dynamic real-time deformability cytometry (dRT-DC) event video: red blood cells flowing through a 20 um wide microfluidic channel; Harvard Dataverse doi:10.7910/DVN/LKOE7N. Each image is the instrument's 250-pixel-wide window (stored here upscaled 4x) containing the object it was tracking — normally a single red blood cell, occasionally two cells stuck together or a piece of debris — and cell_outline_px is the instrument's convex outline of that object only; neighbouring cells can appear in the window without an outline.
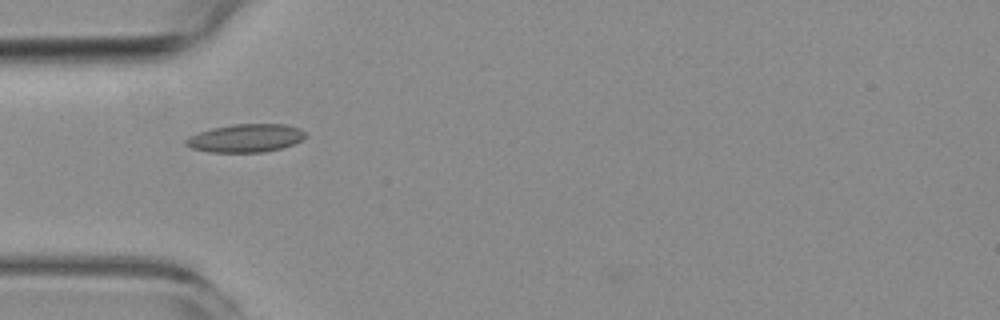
{"species": "common noctule bat (a hibernating species)", "species_latin": "Nyctalus noctula", "temperature_condition": "room temperature", "stored_images_in_passage": 4, "camera_frame_rate_fps": 3000, "um_per_image_px": 0.085, "animal": {"sex": "female", "body_mass_g": 19.3, "forearm_length_mm": 54.1}, "frame": {"image": 1, "passage_image": 1, "time_ms": 0.0, "image_size_px": [1000, 320], "cell_outline_px": [[304, 136], [300, 140], [292, 144], [280, 148], [264, 152], [212, 152], [192, 148], [184, 144], [184, 140], [188, 136], [212, 128], [232, 124], [284, 124], [300, 128], [304, 132]], "centroid_in_image_um": [20.84, 11.73], "position_along_channel_um": 64.2, "area_um2": 19.42}}
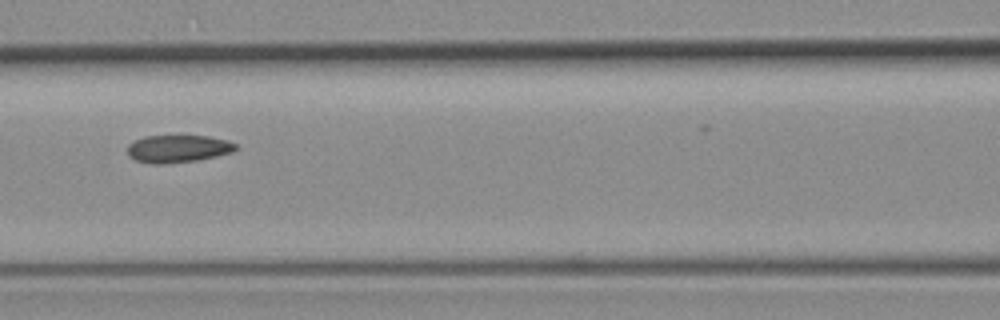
{"frame": {"image": 2, "passage_image": 3, "time_ms": 2.333, "image_size_px": [1000, 320], "cell_outline_px": [[236, 148], [232, 152], [216, 156], [196, 160], [160, 164], [152, 164], [136, 160], [128, 156], [128, 144], [144, 136], [208, 136], [228, 140], [236, 144]], "centroid_in_image_um": [15.11, 12.64], "position_along_channel_um": 151.5, "area_um2": 17.22}}
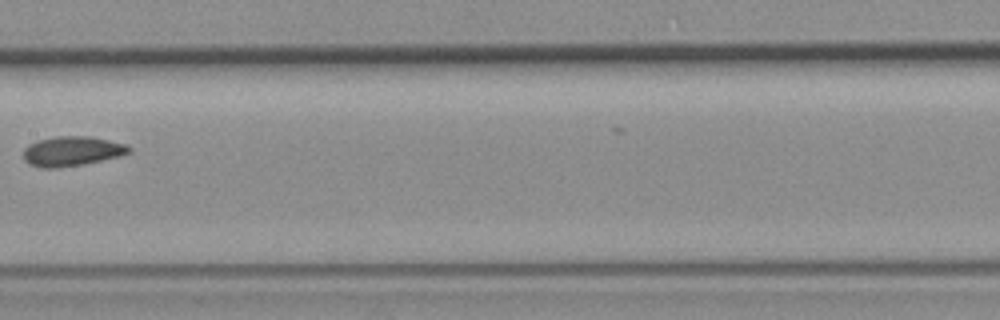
{"frame": {"image": 3, "passage_image": 4, "time_ms": 3.667, "image_size_px": [1000, 320], "cell_outline_px": [[132, 152], [120, 156], [80, 164], [56, 168], [40, 168], [28, 164], [24, 160], [24, 148], [28, 144], [36, 140], [56, 136], [88, 136], [108, 140], [124, 144], [132, 148]], "centroid_in_image_um": [6.07, 12.84], "position_along_channel_um": 201.3, "area_um2": 18.26}}